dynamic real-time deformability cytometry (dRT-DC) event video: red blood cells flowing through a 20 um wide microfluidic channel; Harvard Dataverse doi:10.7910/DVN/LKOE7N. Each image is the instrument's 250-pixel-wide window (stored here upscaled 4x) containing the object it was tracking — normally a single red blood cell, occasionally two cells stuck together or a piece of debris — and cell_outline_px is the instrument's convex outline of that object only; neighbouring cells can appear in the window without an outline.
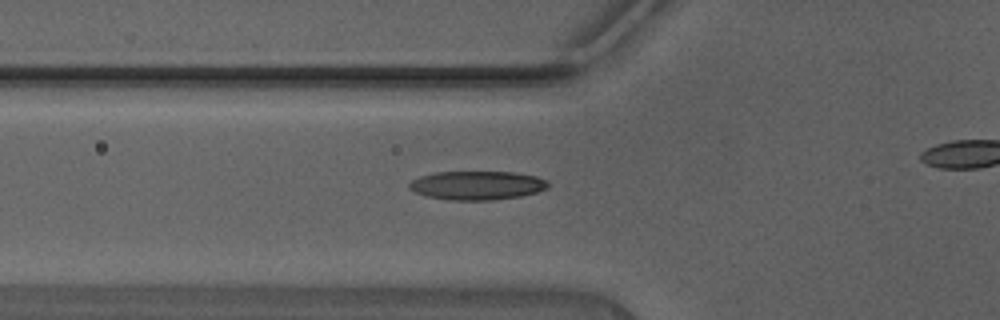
{"species": "Egyptian fruit bat (a non-hibernating species)", "species_latin": "Rousettus aegyptiacus", "temperature_condition": "warm", "stored_images_in_passage": 35, "camera_frame_rate_fps": 3000, "um_per_image_px": 0.085, "animal": {"sex": "male"}, "frame": {"image": 1, "passage_image": 11, "time_ms": 3.333, "image_size_px": [1000, 320], "cell_outline_px": [[552, 184], [548, 188], [536, 192], [520, 196], [492, 200], [448, 200], [424, 196], [408, 188], [408, 184], [412, 180], [420, 176], [432, 172], [512, 172], [536, 176], [548, 180]], "centroid_in_image_um": [40.55, 15.75], "position_along_channel_um": 85.2, "area_um2": 23.52}}
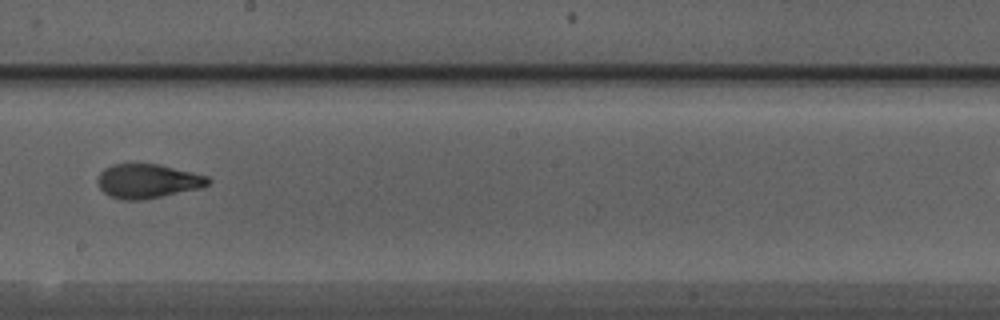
{"frame": {"image": 2, "passage_image": 21, "time_ms": 6.667, "image_size_px": [1000, 320], "cell_outline_px": [[212, 180], [204, 188], [140, 200], [120, 200], [104, 192], [100, 188], [96, 180], [100, 172], [104, 168], [112, 164], [160, 164], [208, 176]], "centroid_in_image_um": [12.57, 15.39], "position_along_channel_um": 235.6, "area_um2": 22.14}}
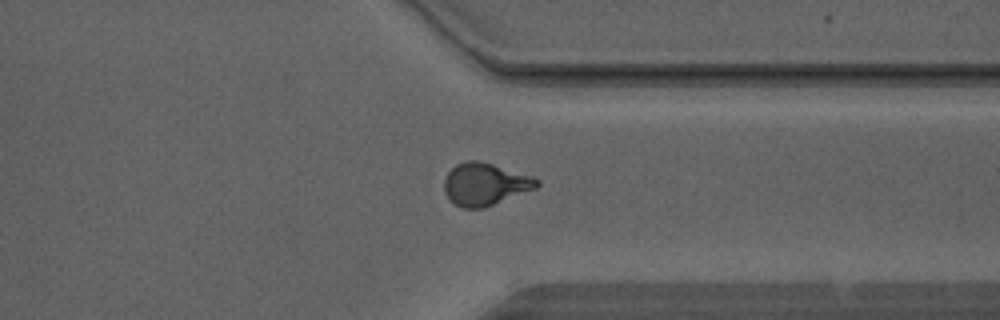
{"frame": {"image": 3, "passage_image": 30, "time_ms": 9.667, "image_size_px": [1000, 320], "cell_outline_px": [[540, 184], [536, 188], [484, 208], [460, 208], [452, 204], [448, 200], [444, 192], [444, 180], [448, 172], [456, 164], [468, 160], [476, 160], [492, 164], [532, 176], [540, 180]], "centroid_in_image_um": [41.19, 15.67], "position_along_channel_um": 370.2, "area_um2": 23.0}, "authors_computed_cell_mechanics": {"area_um2": 21.8484, "velocity_mm_per_s": 4.4866, "shape_relaxation_time_tau1_ms": 3.659, "shape_relaxation_time_tau2_ms": 1.3598, "deformation_change_tau1": 0.1891, "deformation_change_tau2": 0.0635}}